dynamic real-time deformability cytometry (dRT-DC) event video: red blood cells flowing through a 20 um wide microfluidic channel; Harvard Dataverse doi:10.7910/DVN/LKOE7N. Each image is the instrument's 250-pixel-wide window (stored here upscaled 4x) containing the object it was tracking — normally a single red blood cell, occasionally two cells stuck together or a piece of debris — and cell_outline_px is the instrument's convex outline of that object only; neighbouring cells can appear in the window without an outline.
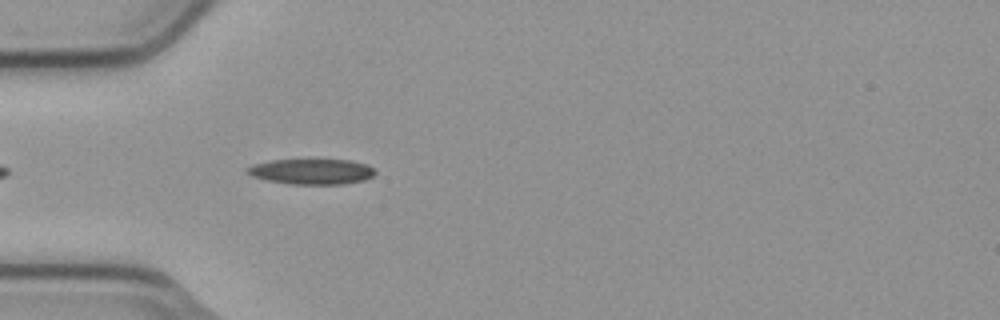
{"species": "common noctule bat (a hibernating species)", "species_latin": "Nyctalus noctula", "temperature_condition": "cold", "stored_images_in_passage": 5, "camera_frame_rate_fps": 3000, "um_per_image_px": 0.085, "animal": {"sex": "male", "body_mass_g": 23.1, "forearm_length_mm": 52.7}, "frame": {"image": 1, "passage_image": 5, "time_ms": 1.333, "image_size_px": [1000, 320], "cell_outline_px": [[376, 172], [372, 176], [364, 180], [344, 184], [288, 184], [268, 180], [252, 176], [244, 172], [244, 168], [252, 164], [272, 160], [348, 160], [368, 164]], "centroid_in_image_um": [26.45, 14.58], "position_along_channel_um": 58.6, "area_um2": 19.02}}